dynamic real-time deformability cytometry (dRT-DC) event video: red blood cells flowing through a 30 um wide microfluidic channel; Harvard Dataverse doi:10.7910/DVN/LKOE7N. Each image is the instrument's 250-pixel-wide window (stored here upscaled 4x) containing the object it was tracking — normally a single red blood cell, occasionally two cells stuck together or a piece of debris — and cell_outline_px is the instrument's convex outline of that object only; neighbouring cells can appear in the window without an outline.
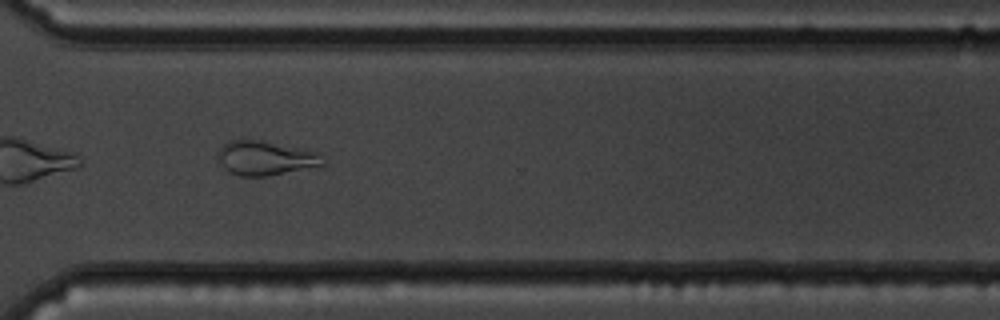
{"species": "common noctule bat (a hibernating species)", "species_latin": "Nyctalus noctula", "temperature_condition": "cold", "stored_images_in_passage": 36, "camera_frame_rate_fps": 3000, "um_per_image_px": 0.085, "animal": {"sex": "male", "body_mass_g": 19.5, "forearm_length_mm": 54.6}, "frame": {"image": 1, "passage_image": 26, "time_ms": 8.333, "image_size_px": [1000, 320], "cell_outline_px": [[328, 164], [268, 176], [240, 176], [228, 172], [224, 168], [216, 156], [216, 152], [228, 140], [260, 140], [320, 152]], "centroid_in_image_um": [22.57, 13.44], "position_along_channel_um": 348.0, "area_um2": 21.21}, "authors_computed_cell_mechanics": {"area_um2": 18.0914, "velocity_mm_per_s": 3.4082, "shape_relaxation_time_tau1_ms": null, "shape_relaxation_time_tau2_ms": 2.5634, "deformation_change_tau1": null, "deformation_change_tau2": 0.1155}}